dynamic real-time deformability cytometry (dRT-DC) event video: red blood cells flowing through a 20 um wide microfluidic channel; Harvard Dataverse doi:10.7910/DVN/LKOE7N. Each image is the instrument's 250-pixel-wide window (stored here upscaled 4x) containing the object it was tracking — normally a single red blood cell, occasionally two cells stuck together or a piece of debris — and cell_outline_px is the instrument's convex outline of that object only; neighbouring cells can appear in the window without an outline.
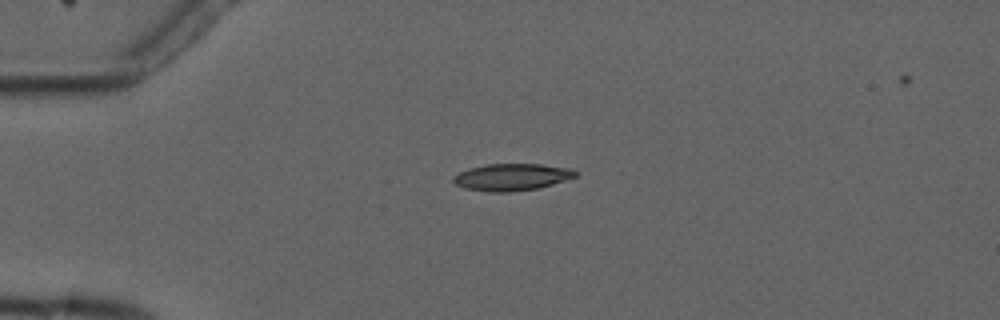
{"species": "common noctule bat (a hibernating species)", "species_latin": "Nyctalus noctula", "temperature_condition": "cold", "stored_images_in_passage": 5, "camera_frame_rate_fps": 3000, "um_per_image_px": 0.085, "animal": {"sex": "male", "forearm_length_mm": 52.5}, "frame": {"image": 1, "passage_image": 4, "time_ms": 3.333, "image_size_px": [1000, 320], "cell_outline_px": [[580, 172], [576, 176], [552, 184], [536, 188], [508, 192], [488, 192], [464, 188], [456, 184], [452, 180], [452, 176], [468, 168], [484, 164], [540, 164], [572, 168]], "centroid_in_image_um": [43.48, 15.04], "position_along_channel_um": 41.5, "area_um2": 19.25}}